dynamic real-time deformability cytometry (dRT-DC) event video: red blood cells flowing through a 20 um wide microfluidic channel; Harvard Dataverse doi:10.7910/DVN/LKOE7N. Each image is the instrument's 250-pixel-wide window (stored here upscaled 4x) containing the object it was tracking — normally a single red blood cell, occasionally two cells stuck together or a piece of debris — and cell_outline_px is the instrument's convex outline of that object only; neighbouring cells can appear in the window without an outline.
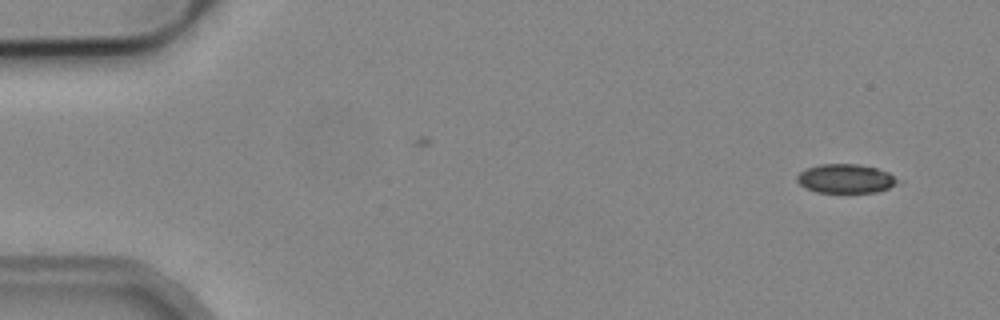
{"species": "common noctule bat (a hibernating species)", "species_latin": "Nyctalus noctula", "temperature_condition": "cold", "stored_images_in_passage": 10, "camera_frame_rate_fps": 3000, "um_per_image_px": 0.085, "animal": {"sex": "male", "body_mass_g": 19.2, "forearm_length_mm": 51.8}, "frame": {"image": 1, "passage_image": 3, "time_ms": 0.667, "image_size_px": [1000, 320], "cell_outline_px": [[904, 180], [888, 188], [876, 192], [816, 192], [804, 188], [796, 180], [796, 176], [800, 172], [808, 168], [820, 164], [856, 164], [876, 168], [888, 172]], "centroid_in_image_um": [71.91, 15.18], "position_along_channel_um": 13.1, "area_um2": 17.11}}